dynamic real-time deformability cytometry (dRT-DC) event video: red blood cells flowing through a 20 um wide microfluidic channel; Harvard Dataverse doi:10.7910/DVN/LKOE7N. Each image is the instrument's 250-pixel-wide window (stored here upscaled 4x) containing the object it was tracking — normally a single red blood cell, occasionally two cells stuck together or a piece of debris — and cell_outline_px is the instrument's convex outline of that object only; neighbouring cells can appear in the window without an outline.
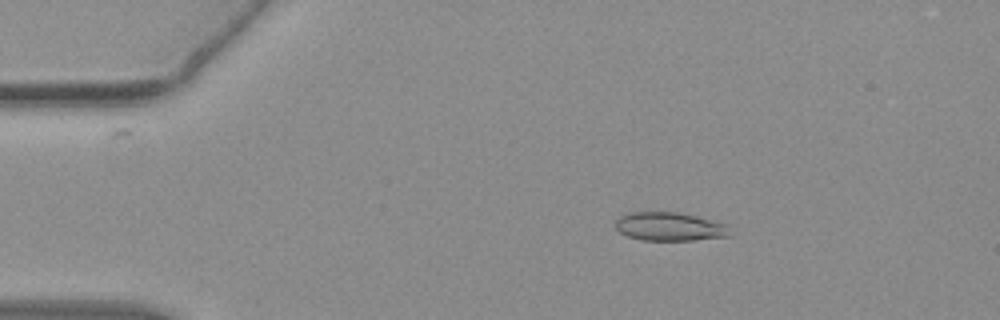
{"species": "common noctule bat (a hibernating species)", "species_latin": "Nyctalus noctula", "temperature_condition": "warm", "stored_images_in_passage": 54, "camera_frame_rate_fps": 3000, "um_per_image_px": 0.085, "animal": {"sex": "female", "body_mass_g": 19.3, "forearm_length_mm": 54.1}, "frame": {"image": 1, "passage_image": 10, "time_ms": 3.0, "image_size_px": [1000, 320], "cell_outline_px": [[728, 236], [692, 240], [644, 240], [628, 236], [620, 232], [616, 228], [616, 220], [620, 216], [632, 212], [676, 212], [696, 216], [728, 224]], "centroid_in_image_um": [56.9, 19.25], "position_along_channel_um": 28.1, "area_um2": 18.79}}
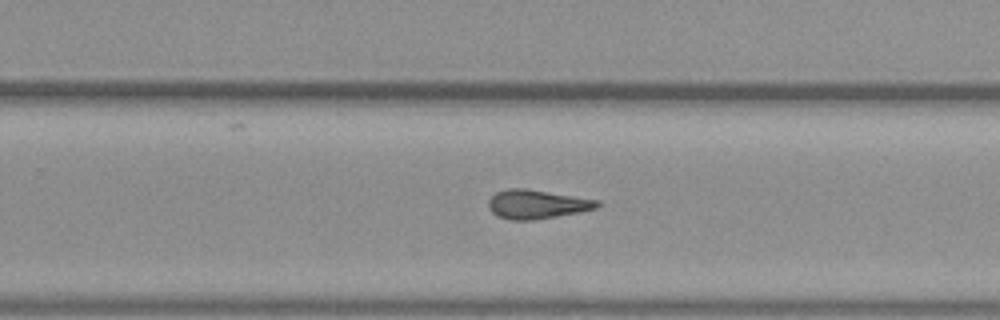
{"frame": {"image": 2, "passage_image": 35, "time_ms": 11.333, "image_size_px": [1000, 320], "cell_outline_px": [[600, 204], [596, 208], [580, 212], [532, 220], [508, 220], [496, 216], [488, 208], [488, 200], [496, 192], [508, 188], [524, 188], [600, 200]], "centroid_in_image_um": [45.6, 17.36], "position_along_channel_um": 284.2, "area_um2": 18.38}}
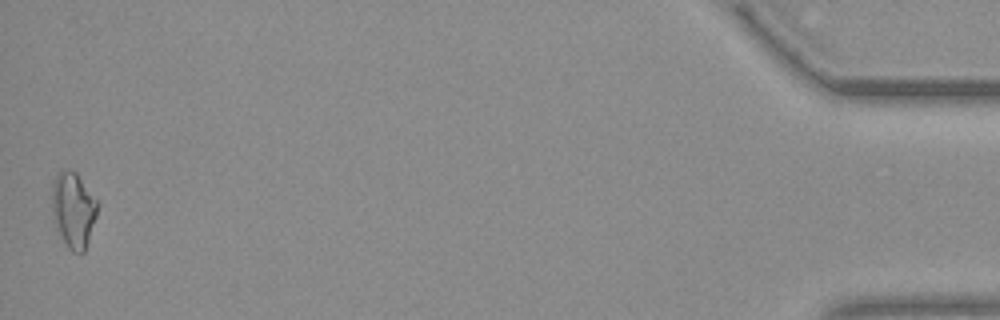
{"frame": {"image": 3, "passage_image": 54, "time_ms": 17.667, "image_size_px": [1000, 320], "cell_outline_px": [[96, 216], [84, 252], [80, 256], [72, 252], [68, 248], [52, 220], [52, 180], [60, 168], [64, 168], [76, 172], [96, 200]], "centroid_in_image_um": [6.19, 17.83], "position_along_channel_um": 429.0, "area_um2": 20.06}, "authors_computed_cell_mechanics": {"area_um2": 18.785, "velocity_mm_per_s": 3.8266, "shape_relaxation_time_tau1_ms": 9.7345, "shape_relaxation_time_tau2_ms": 2.7812, "deformation_change_tau1": 0.2262, "deformation_change_tau2": 0.1174}}